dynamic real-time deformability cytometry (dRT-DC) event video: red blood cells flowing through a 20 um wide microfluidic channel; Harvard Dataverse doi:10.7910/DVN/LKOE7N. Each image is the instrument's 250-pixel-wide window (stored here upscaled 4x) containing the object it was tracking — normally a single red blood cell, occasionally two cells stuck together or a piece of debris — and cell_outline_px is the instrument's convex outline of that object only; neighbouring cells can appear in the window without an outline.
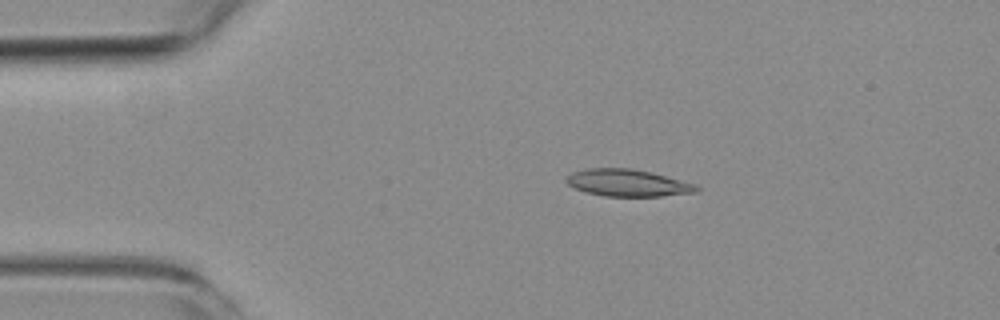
{"species": "common noctule bat (a hibernating species)", "species_latin": "Nyctalus noctula", "temperature_condition": "room temperature", "stored_images_in_passage": 6, "camera_frame_rate_fps": 3000, "um_per_image_px": 0.085, "animal": {"sex": "female", "body_mass_g": 19.3, "forearm_length_mm": 54.1}, "frame": {"image": 1, "passage_image": 6, "time_ms": 7.667, "image_size_px": [1000, 320], "cell_outline_px": [[700, 188], [696, 192], [660, 196], [604, 196], [584, 192], [568, 184], [564, 180], [572, 172], [588, 168], [632, 168], [696, 184]], "centroid_in_image_um": [53.32, 15.55], "position_along_channel_um": 31.7, "area_um2": 20.29}}